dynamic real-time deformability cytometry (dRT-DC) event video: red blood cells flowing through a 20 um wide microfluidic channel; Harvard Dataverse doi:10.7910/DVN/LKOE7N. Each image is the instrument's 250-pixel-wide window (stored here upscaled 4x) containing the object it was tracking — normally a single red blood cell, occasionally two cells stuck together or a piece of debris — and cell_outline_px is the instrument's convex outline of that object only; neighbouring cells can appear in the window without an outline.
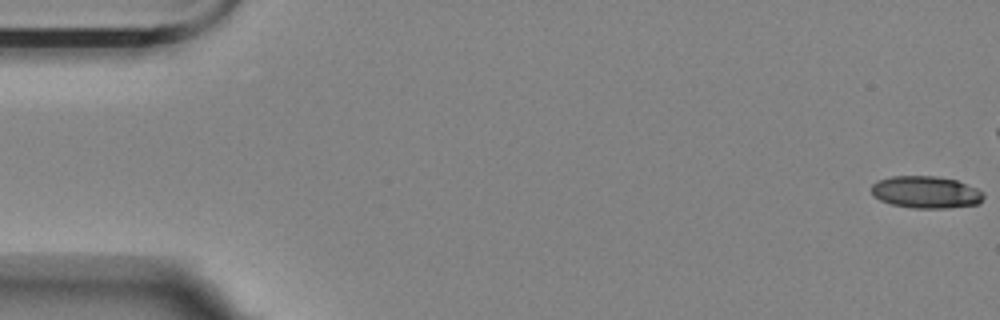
{"species": "Egyptian fruit bat (a non-hibernating species)", "species_latin": "Rousettus aegyptiacus", "temperature_condition": "room temperature", "stored_images_in_passage": 47, "camera_frame_rate_fps": 3000, "um_per_image_px": 0.085, "animal": {"sex": "female"}, "frame": {"image": 1, "passage_image": 1, "time_ms": 0.0, "image_size_px": [1000, 320], "cell_outline_px": [[984, 196], [976, 204], [948, 208], [912, 208], [892, 204], [880, 200], [872, 196], [872, 184], [876, 180], [892, 176], [936, 176], [956, 180], [976, 188], [984, 192]], "centroid_in_image_um": [78.66, 16.33], "position_along_channel_um": 6.3, "area_um2": 20.98}}
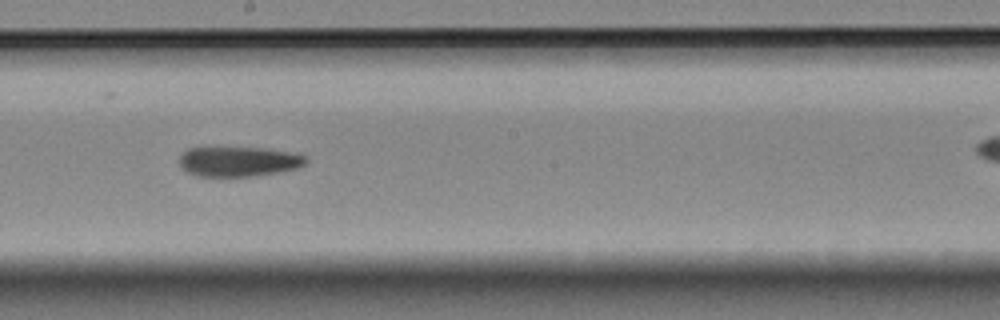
{"frame": {"image": 2, "passage_image": 32, "time_ms": 10.333, "image_size_px": [1000, 320], "cell_outline_px": [[308, 160], [300, 168], [276, 172], [248, 176], [200, 176], [188, 172], [180, 164], [180, 156], [188, 148], [264, 148], [288, 152], [308, 156]], "centroid_in_image_um": [20.32, 13.72], "position_along_channel_um": 227.9, "area_um2": 21.68}}
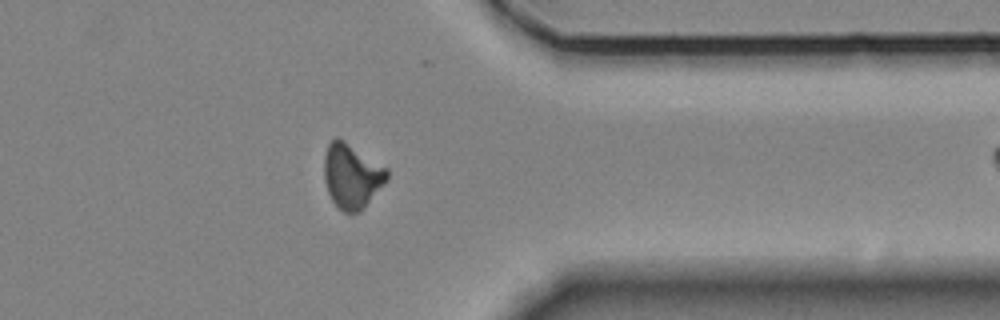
{"frame": {"image": 3, "passage_image": 46, "time_ms": 15.0, "image_size_px": [1000, 320], "cell_outline_px": [[388, 180], [364, 208], [360, 212], [344, 212], [332, 200], [328, 192], [324, 180], [324, 156], [328, 144], [336, 136], [344, 140], [388, 168]], "centroid_in_image_um": [29.91, 14.94], "position_along_channel_um": 381.5, "area_um2": 23.76}}